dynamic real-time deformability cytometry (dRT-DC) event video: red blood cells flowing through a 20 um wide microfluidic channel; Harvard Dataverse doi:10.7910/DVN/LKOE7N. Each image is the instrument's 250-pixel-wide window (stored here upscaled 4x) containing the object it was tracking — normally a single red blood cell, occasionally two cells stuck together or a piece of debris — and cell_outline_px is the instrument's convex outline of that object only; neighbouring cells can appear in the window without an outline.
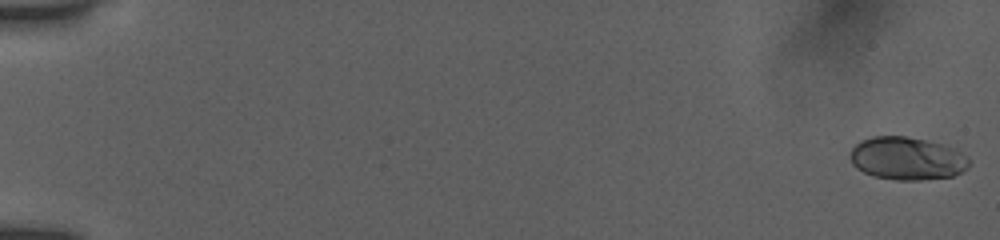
{"species": "human", "species_latin": "Homo sapiens", "temperature_condition": "room temperature", "stored_images_in_passage": 54, "camera_frame_rate_fps": 3000, "um_per_image_px": 0.085, "donor": {"sex": "female"}, "frame": {"image": 1, "passage_image": 1, "time_ms": 0.0, "image_size_px": [1000, 240], "cell_outline_px": [[972, 164], [968, 168], [952, 176], [920, 180], [896, 180], [872, 176], [856, 168], [852, 164], [848, 156], [852, 148], [860, 140], [872, 136], [908, 136], [928, 140], [952, 148], [968, 156]], "centroid_in_image_um": [77.08, 13.47], "position_along_channel_um": 7.9, "area_um2": 30.06}}
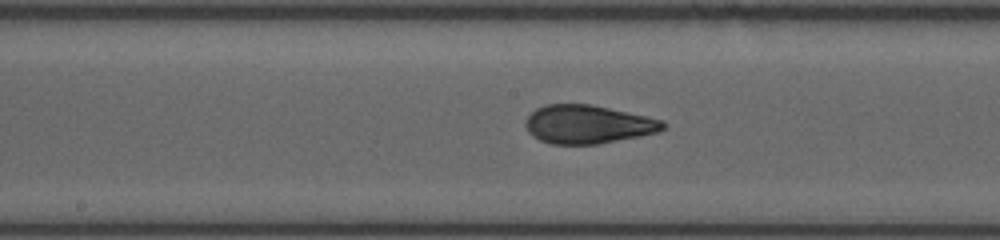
{"frame": {"image": 2, "passage_image": 30, "time_ms": 9.667, "image_size_px": [1000, 240], "cell_outline_px": [[668, 124], [660, 132], [640, 136], [596, 144], [552, 144], [540, 140], [532, 136], [528, 132], [524, 124], [524, 120], [536, 108], [548, 104], [592, 104], [648, 116], [664, 120]], "centroid_in_image_um": [49.99, 10.56], "position_along_channel_um": 198.2, "area_um2": 31.1}}
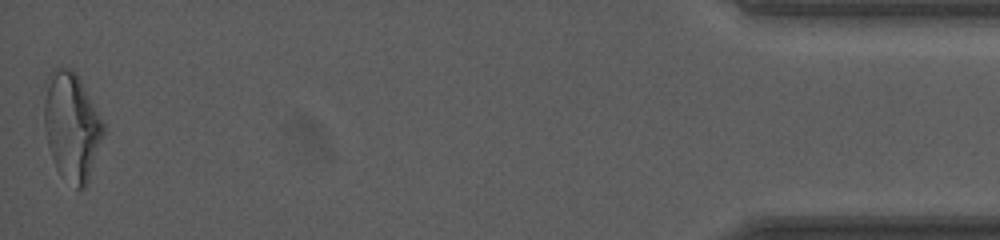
{"frame": {"image": 3, "passage_image": 54, "time_ms": 17.667, "image_size_px": [1000, 240], "cell_outline_px": [[104, 132], [88, 184], [84, 188], [76, 188], [56, 168], [48, 144], [44, 128], [44, 100], [48, 72], [60, 64], [72, 68], [76, 72], [104, 120]], "centroid_in_image_um": [6.1, 10.67], "position_along_channel_um": 429.1, "area_um2": 37.63}, "authors_computed_cell_mechanics": {"area_um2": 30.6629, "velocity_mm_per_s": 3.9048, "shape_relaxation_time_tau1_ms": 7.001, "shape_relaxation_time_tau2_ms": 1.0185, "deformation_change_tau1": 0.2235, "deformation_change_tau2": 0.0672}}